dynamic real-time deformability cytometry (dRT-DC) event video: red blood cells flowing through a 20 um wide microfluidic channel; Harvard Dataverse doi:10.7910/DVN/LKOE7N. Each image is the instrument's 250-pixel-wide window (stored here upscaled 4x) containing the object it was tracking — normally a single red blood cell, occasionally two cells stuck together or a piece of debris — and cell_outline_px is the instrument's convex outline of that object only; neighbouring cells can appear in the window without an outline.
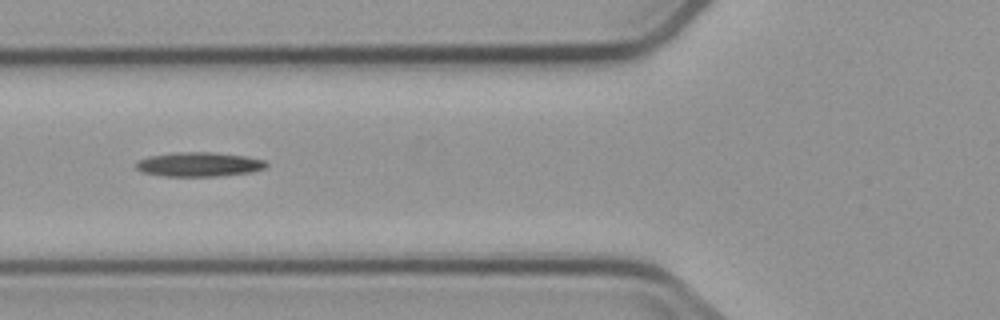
{"species": "common noctule bat (a hibernating species)", "species_latin": "Nyctalus noctula", "temperature_condition": "cold", "stored_images_in_passage": 4, "camera_frame_rate_fps": 3000, "um_per_image_px": 0.085, "animal": {"sex": "male", "body_mass_g": 23.1, "forearm_length_mm": 52.7}, "frame": {"image": 1, "passage_image": 4, "time_ms": 3.667, "image_size_px": [1000, 320], "cell_outline_px": [[268, 164], [264, 168], [252, 172], [220, 176], [160, 176], [140, 172], [136, 168], [136, 164], [140, 160], [148, 156], [176, 152], [212, 152], [244, 156], [264, 160]], "centroid_in_image_um": [16.89, 13.98], "position_along_channel_um": 108.9, "area_um2": 18.5}}